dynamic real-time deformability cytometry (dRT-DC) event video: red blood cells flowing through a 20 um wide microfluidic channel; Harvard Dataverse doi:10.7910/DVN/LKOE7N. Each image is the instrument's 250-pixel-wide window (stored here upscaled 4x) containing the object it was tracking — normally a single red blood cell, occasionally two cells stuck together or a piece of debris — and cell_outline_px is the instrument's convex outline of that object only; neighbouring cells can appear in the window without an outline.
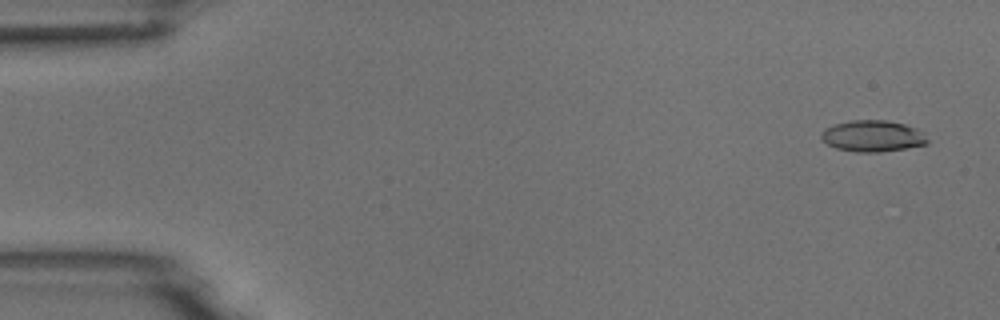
{"species": "common noctule bat (a hibernating species)", "species_latin": "Nyctalus noctula", "temperature_condition": "room temperature", "stored_images_in_passage": 55, "camera_frame_rate_fps": 3000, "um_per_image_px": 0.085, "animal": {"sex": "male", "body_mass_g": 18.8}, "frame": {"image": 1, "passage_image": 3, "time_ms": 0.667, "image_size_px": [1000, 320], "cell_outline_px": [[928, 144], [880, 152], [856, 152], [836, 148], [828, 144], [820, 136], [824, 128], [836, 124], [852, 120], [888, 120], [904, 124], [916, 128], [924, 132], [928, 140]], "centroid_in_image_um": [74.2, 11.56], "position_along_channel_um": 10.8, "area_um2": 19.36}}
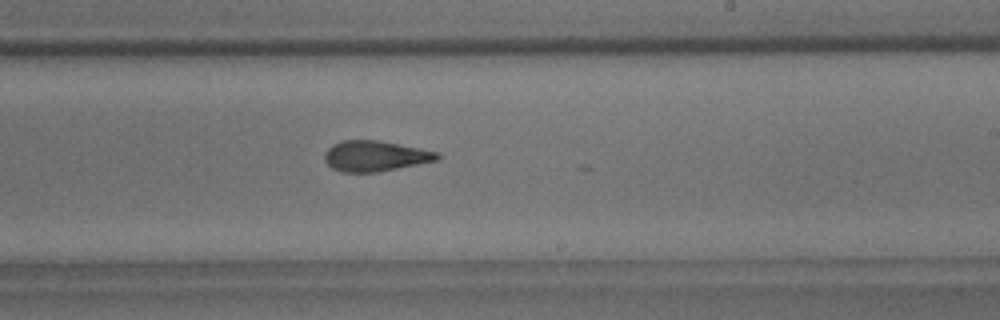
{"frame": {"image": 2, "passage_image": 33, "time_ms": 10.667, "image_size_px": [1000, 320], "cell_outline_px": [[440, 160], [376, 172], [340, 172], [332, 168], [324, 160], [324, 152], [332, 144], [340, 140], [380, 140], [440, 152]], "centroid_in_image_um": [31.89, 13.25], "position_along_channel_um": 257.1, "area_um2": 20.29}}
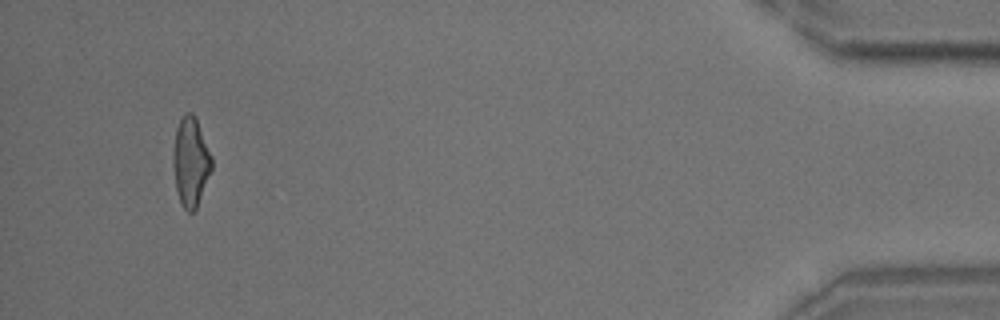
{"frame": {"image": 3, "passage_image": 52, "time_ms": 17.0, "image_size_px": [1000, 320], "cell_outline_px": [[212, 168], [196, 208], [192, 212], [188, 212], [180, 204], [176, 188], [172, 164], [172, 156], [176, 128], [184, 112], [192, 112], [196, 116], [212, 156]], "centroid_in_image_um": [16.2, 13.72], "position_along_channel_um": 419.0, "area_um2": 20.17}, "authors_computed_cell_mechanics": {"area_um2": 20.1144, "velocity_mm_per_s": 3.7183, "shape_relaxation_time_tau1_ms": 8.1532, "shape_relaxation_time_tau2_ms": 1.5078, "deformation_change_tau1": 0.234, "deformation_change_tau2": 0.1049}}